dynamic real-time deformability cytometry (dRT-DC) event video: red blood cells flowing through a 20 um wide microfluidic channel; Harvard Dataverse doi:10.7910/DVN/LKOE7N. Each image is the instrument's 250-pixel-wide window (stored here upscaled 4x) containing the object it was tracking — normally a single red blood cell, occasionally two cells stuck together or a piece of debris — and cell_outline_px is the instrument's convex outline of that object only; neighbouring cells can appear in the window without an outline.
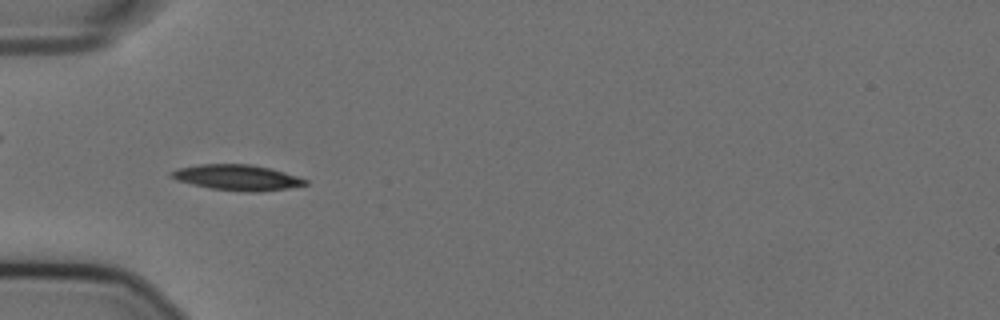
{"species": "Egyptian fruit bat (a non-hibernating species)", "species_latin": "Rousettus aegyptiacus", "temperature_condition": "cold", "stored_images_in_passage": 57, "camera_frame_rate_fps": 3000, "um_per_image_px": 0.085, "animal": {"sex": "female"}, "frame": {"image": 1, "passage_image": 19, "time_ms": 6.0, "image_size_px": [1000, 320], "cell_outline_px": [[308, 184], [288, 188], [260, 192], [244, 192], [212, 188], [192, 184], [176, 180], [168, 176], [168, 172], [180, 168], [200, 164], [252, 164], [284, 172], [308, 180]], "centroid_in_image_um": [20.14, 15.09], "position_along_channel_um": 64.9, "area_um2": 19.94}}
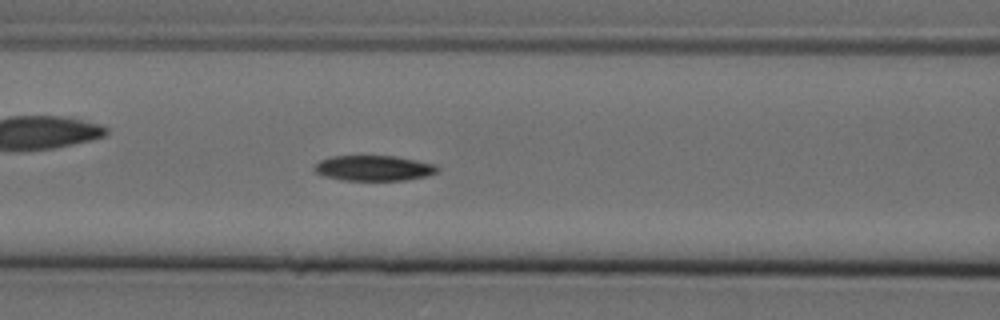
{"frame": {"image": 2, "passage_image": 25, "time_ms": 8.0, "image_size_px": [1000, 320], "cell_outline_px": [[440, 168], [436, 172], [428, 176], [404, 180], [340, 180], [324, 176], [316, 172], [312, 168], [320, 160], [332, 156], [396, 156], [436, 164]], "centroid_in_image_um": [31.78, 14.29], "position_along_channel_um": 134.8, "area_um2": 18.26}}
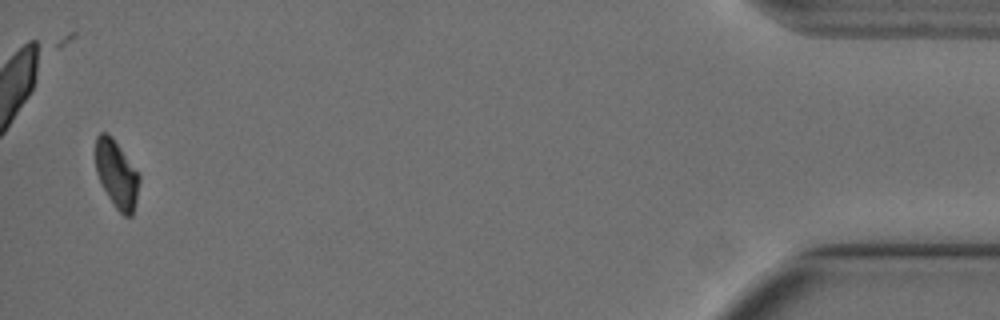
{"frame": {"image": 3, "passage_image": 56, "time_ms": 18.333, "image_size_px": [1000, 320], "cell_outline_px": [[140, 180], [136, 200], [132, 216], [124, 216], [112, 204], [100, 184], [96, 172], [96, 136], [100, 132], [108, 132], [112, 136], [140, 176]], "centroid_in_image_um": [9.89, 14.81], "position_along_channel_um": 425.3, "area_um2": 17.22}, "authors_computed_cell_mechanics": {"area_um2": 18.496, "velocity_mm_per_s": 3.5813, "shape_relaxation_time_tau1_ms": 4.8538, "shape_relaxation_time_tau2_ms": null, "deformation_change_tau1": 0.1339, "deformation_change_tau2": null}}